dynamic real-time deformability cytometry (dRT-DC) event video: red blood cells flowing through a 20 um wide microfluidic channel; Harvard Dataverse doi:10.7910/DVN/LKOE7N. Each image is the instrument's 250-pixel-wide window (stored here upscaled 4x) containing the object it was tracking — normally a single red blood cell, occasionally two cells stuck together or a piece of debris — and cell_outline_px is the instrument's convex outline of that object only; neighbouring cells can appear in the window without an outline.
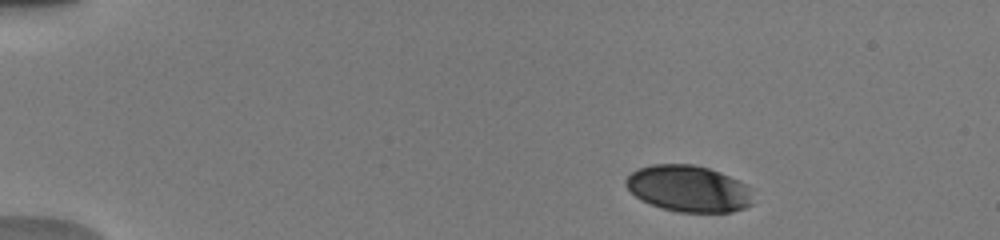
{"species": "human", "species_latin": "Homo sapiens", "temperature_condition": "warm", "stored_images_in_passage": 13, "camera_frame_rate_fps": 3000, "um_per_image_px": 0.085, "donor": {"sex": "male"}, "frame": {"image": 1, "passage_image": 1, "time_ms": 0.0, "image_size_px": [1000, 240], "cell_outline_px": [[756, 188], [752, 204], [744, 208], [732, 212], [680, 212], [664, 208], [652, 204], [636, 196], [624, 184], [624, 180], [632, 172], [640, 168], [652, 164], [692, 164], [708, 168], [720, 172], [748, 184]], "centroid_in_image_um": [58.62, 16.03], "position_along_channel_um": 26.4, "area_um2": 34.68}}
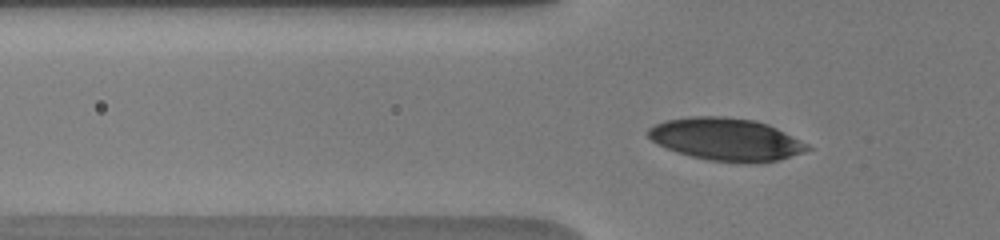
{"frame": {"image": 2, "passage_image": 8, "time_ms": 3.333, "image_size_px": [1000, 240], "cell_outline_px": [[812, 148], [804, 152], [780, 160], [748, 164], [708, 160], [676, 152], [652, 140], [648, 136], [648, 128], [664, 120], [692, 116], [724, 116], [756, 120], [768, 124], [808, 144]], "centroid_in_image_um": [61.75, 11.85], "position_along_channel_um": 64.1, "area_um2": 39.54}}
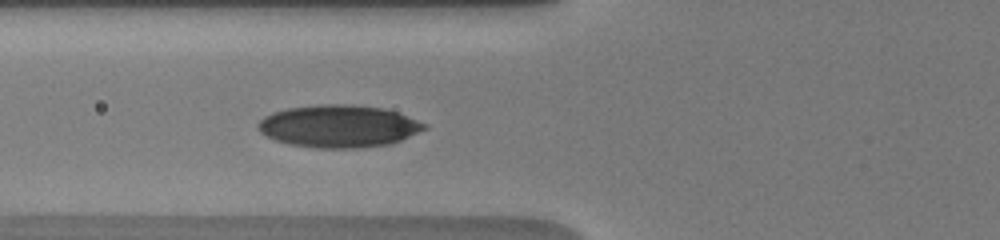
{"frame": {"image": 3, "passage_image": 10, "time_ms": 4.333, "image_size_px": [1000, 240], "cell_outline_px": [[428, 128], [400, 140], [388, 144], [360, 148], [316, 148], [292, 144], [276, 140], [260, 132], [256, 124], [264, 116], [272, 112], [288, 108], [320, 104], [352, 104], [384, 108], [396, 112], [428, 124]], "centroid_in_image_um": [28.79, 10.72], "position_along_channel_um": 97.0, "area_um2": 41.04}}